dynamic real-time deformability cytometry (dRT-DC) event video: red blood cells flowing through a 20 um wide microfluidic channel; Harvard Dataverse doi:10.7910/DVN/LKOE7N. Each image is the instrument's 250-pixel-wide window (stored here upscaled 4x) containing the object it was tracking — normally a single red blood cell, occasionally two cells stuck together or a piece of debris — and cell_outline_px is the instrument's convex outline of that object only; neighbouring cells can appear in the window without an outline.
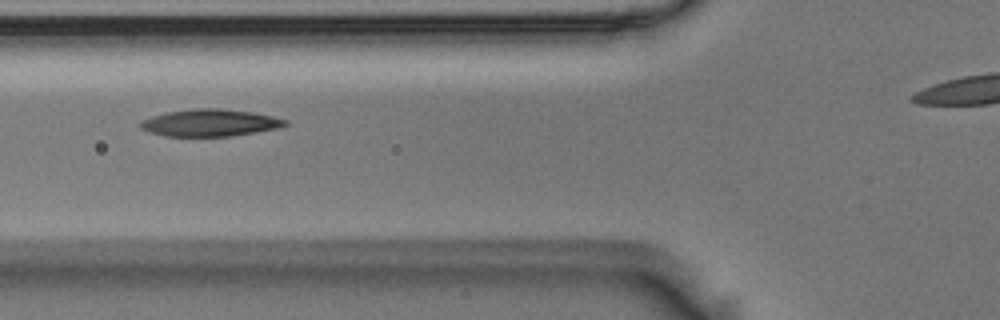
{"species": "Egyptian fruit bat (a non-hibernating species)", "species_latin": "Rousettus aegyptiacus", "temperature_condition": "room temperature", "stored_images_in_passage": 6, "camera_frame_rate_fps": 3000, "um_per_image_px": 0.085, "animal": {"sex": "male"}, "frame": {"image": 1, "passage_image": 2, "time_ms": 0.333, "image_size_px": [1000, 320], "cell_outline_px": [[288, 124], [280, 128], [232, 136], [164, 136], [140, 128], [140, 120], [152, 116], [168, 112], [196, 108], [220, 108], [252, 112], [272, 116], [288, 120]], "centroid_in_image_um": [17.88, 10.43], "position_along_channel_um": 107.9, "area_um2": 22.83}}
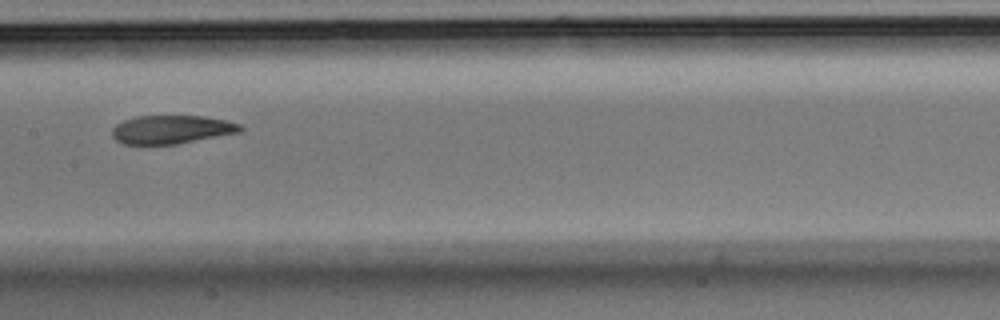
{"frame": {"image": 2, "passage_image": 4, "time_ms": 1.0, "image_size_px": [1000, 320], "cell_outline_px": [[244, 128], [240, 132], [176, 144], [124, 144], [116, 140], [112, 136], [112, 128], [116, 124], [124, 120], [136, 116], [204, 116], [224, 120], [240, 124]], "centroid_in_image_um": [14.56, 11.0], "position_along_channel_um": 192.8, "area_um2": 21.15}}
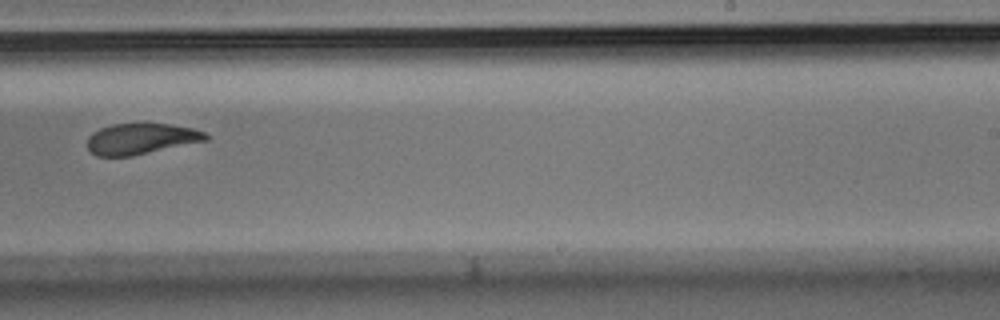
{"frame": {"image": 3, "passage_image": 6, "time_ms": 1.667, "image_size_px": [1000, 320], "cell_outline_px": [[208, 140], [132, 156], [96, 156], [88, 148], [88, 136], [92, 132], [100, 128], [112, 124], [168, 124], [192, 128], [204, 132], [208, 136]], "centroid_in_image_um": [11.97, 11.8], "position_along_channel_um": 277.0, "area_um2": 21.15}}